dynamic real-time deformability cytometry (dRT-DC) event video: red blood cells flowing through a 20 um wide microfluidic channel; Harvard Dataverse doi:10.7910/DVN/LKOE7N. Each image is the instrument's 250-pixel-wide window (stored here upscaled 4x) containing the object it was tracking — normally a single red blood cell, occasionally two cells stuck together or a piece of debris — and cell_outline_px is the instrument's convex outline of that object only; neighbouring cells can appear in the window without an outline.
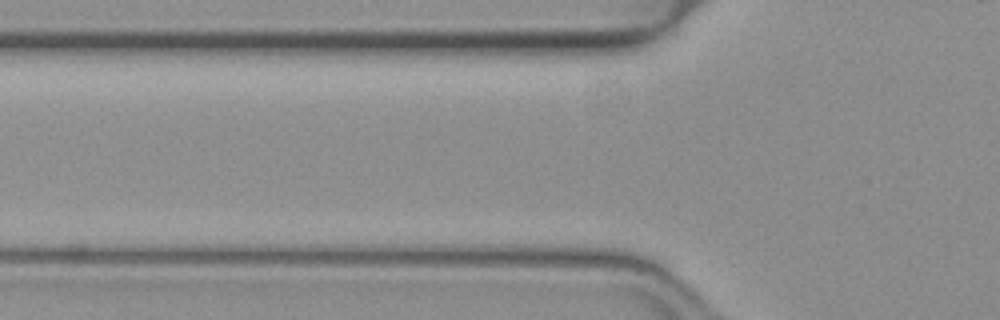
{"species": "common noctule bat (a hibernating species)", "species_latin": "Nyctalus noctula", "temperature_condition": "warm", "stored_images_in_passage": 3, "camera_frame_rate_fps": 3000, "um_per_image_px": 0.085, "animal": {"sex": "female", "body_mass_g": 19.3, "forearm_length_mm": 54.1}, "frame": {"image": 1, "passage_image": 2, "time_ms": 0.333, "image_size_px": [1000, 320], "cell_outline_px": [[584, 264], [368, 264], [376, 256], [396, 244], [452, 244], [580, 248]], "centroid_in_image_um": [40.54, 21.66], "position_along_channel_um": 85.3, "area_um2": 27.22}}